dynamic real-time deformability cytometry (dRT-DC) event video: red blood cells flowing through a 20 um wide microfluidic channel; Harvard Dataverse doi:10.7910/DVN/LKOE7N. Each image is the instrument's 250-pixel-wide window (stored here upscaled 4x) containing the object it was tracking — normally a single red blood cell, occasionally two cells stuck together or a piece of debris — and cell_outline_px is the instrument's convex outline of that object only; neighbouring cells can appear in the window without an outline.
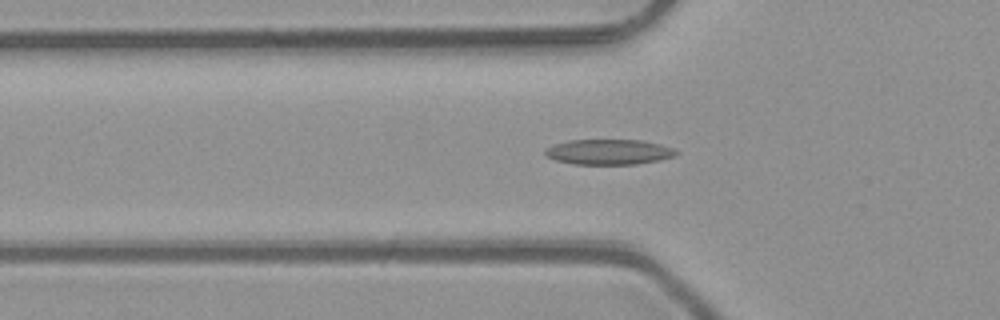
{"species": "common noctule bat (a hibernating species)", "species_latin": "Nyctalus noctula", "temperature_condition": "room temperature", "stored_images_in_passage": 43, "camera_frame_rate_fps": 3000, "um_per_image_px": 0.085, "animal": {"sex": "male", "body_mass_g": 23.1, "forearm_length_mm": 52.7}, "frame": {"image": 1, "passage_image": 15, "time_ms": 4.667, "image_size_px": [1000, 320], "cell_outline_px": [[680, 152], [676, 156], [660, 160], [636, 164], [572, 164], [556, 160], [544, 156], [544, 148], [568, 140], [640, 140], [660, 144], [676, 148]], "centroid_in_image_um": [51.77, 12.91], "position_along_channel_um": 74.0, "area_um2": 19.54}}
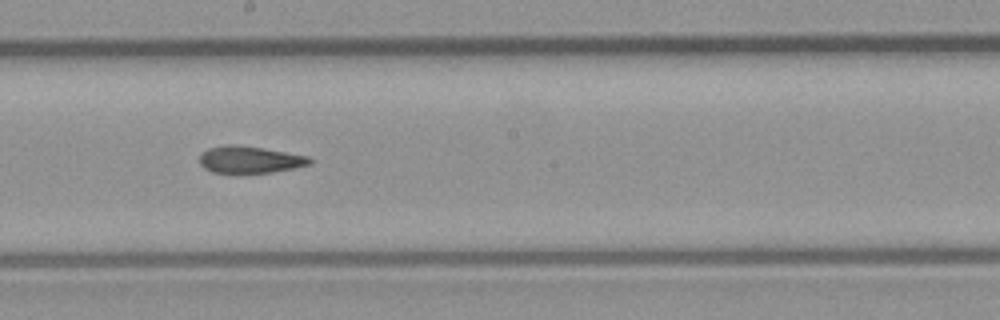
{"frame": {"image": 2, "passage_image": 26, "time_ms": 8.333, "image_size_px": [1000, 320], "cell_outline_px": [[312, 164], [272, 172], [212, 172], [204, 168], [200, 164], [200, 156], [208, 148], [228, 144], [236, 144], [308, 156], [312, 160]], "centroid_in_image_um": [21.22, 13.56], "position_along_channel_um": 227.0, "area_um2": 16.94}}
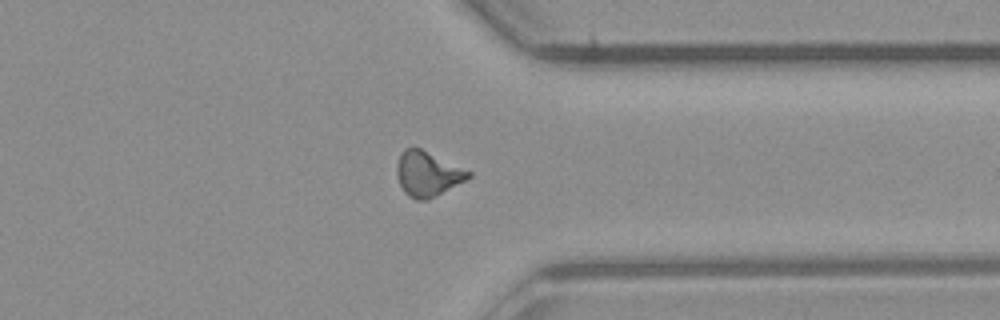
{"frame": {"image": 3, "passage_image": 37, "time_ms": 12.0, "image_size_px": [1000, 320], "cell_outline_px": [[472, 176], [436, 196], [428, 200], [416, 200], [408, 196], [404, 192], [400, 184], [396, 172], [396, 164], [400, 152], [404, 148], [420, 148], [472, 172]], "centroid_in_image_um": [36.31, 14.78], "position_along_channel_um": 375.1, "area_um2": 18.67}}